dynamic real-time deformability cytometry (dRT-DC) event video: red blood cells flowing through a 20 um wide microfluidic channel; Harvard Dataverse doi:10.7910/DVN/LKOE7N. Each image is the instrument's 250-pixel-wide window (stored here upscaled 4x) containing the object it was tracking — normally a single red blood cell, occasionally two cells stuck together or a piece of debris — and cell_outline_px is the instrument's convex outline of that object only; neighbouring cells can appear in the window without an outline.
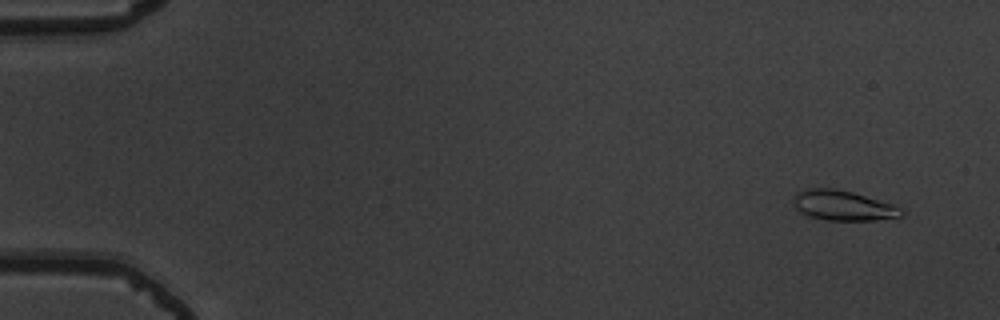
{"species": "common noctule bat (a hibernating species)", "species_latin": "Nyctalus noctula", "temperature_condition": "warm", "stored_images_in_passage": 55, "camera_frame_rate_fps": 3000, "um_per_image_px": 0.085, "animal": {"sex": "male", "body_mass_g": 19.5, "forearm_length_mm": 54.6}, "frame": {"image": 1, "passage_image": 4, "time_ms": 1.0, "image_size_px": [1000, 320], "cell_outline_px": [[904, 212], [900, 216], [876, 220], [824, 220], [808, 216], [800, 212], [796, 208], [792, 200], [796, 192], [804, 188], [832, 188], [852, 192], [892, 204], [900, 208]], "centroid_in_image_um": [71.59, 17.46], "position_along_channel_um": 13.4, "area_um2": 18.84}}
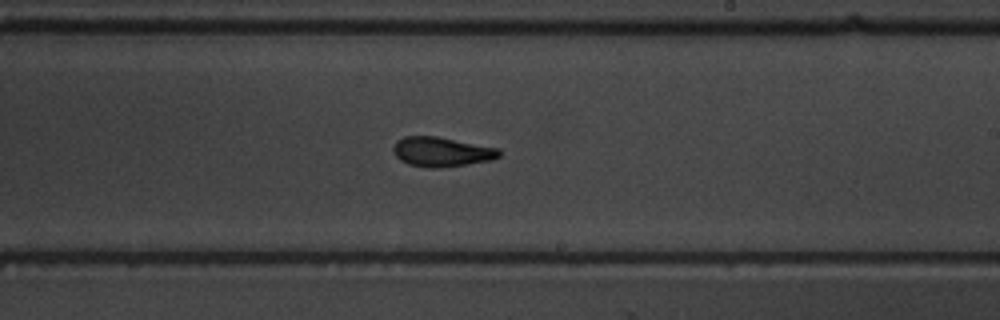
{"frame": {"image": 2, "passage_image": 34, "time_ms": 11.0, "image_size_px": [1000, 320], "cell_outline_px": [[500, 156], [492, 160], [468, 164], [436, 168], [428, 168], [408, 164], [400, 160], [392, 152], [392, 148], [396, 140], [404, 136], [436, 136], [500, 148]], "centroid_in_image_um": [37.52, 12.9], "position_along_channel_um": 251.5, "area_um2": 18.44}}
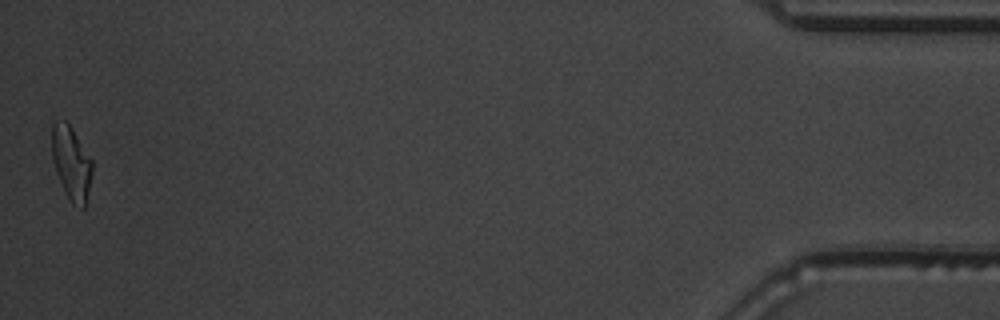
{"frame": {"image": 3, "passage_image": 55, "time_ms": 18.0, "image_size_px": [1000, 320], "cell_outline_px": [[92, 172], [84, 208], [80, 208], [72, 204], [68, 200], [56, 172], [52, 156], [52, 124], [56, 120], [64, 120], [72, 128], [92, 160]], "centroid_in_image_um": [6.05, 13.86], "position_along_channel_um": 429.1, "area_um2": 17.17}, "authors_computed_cell_mechanics": {"area_um2": 18.1492, "velocity_mm_per_s": 3.7694, "shape_relaxation_time_tau1_ms": 4.7051, "shape_relaxation_time_tau2_ms": 2.7073, "deformation_change_tau1": 0.178, "deformation_change_tau2": 0.1077}}